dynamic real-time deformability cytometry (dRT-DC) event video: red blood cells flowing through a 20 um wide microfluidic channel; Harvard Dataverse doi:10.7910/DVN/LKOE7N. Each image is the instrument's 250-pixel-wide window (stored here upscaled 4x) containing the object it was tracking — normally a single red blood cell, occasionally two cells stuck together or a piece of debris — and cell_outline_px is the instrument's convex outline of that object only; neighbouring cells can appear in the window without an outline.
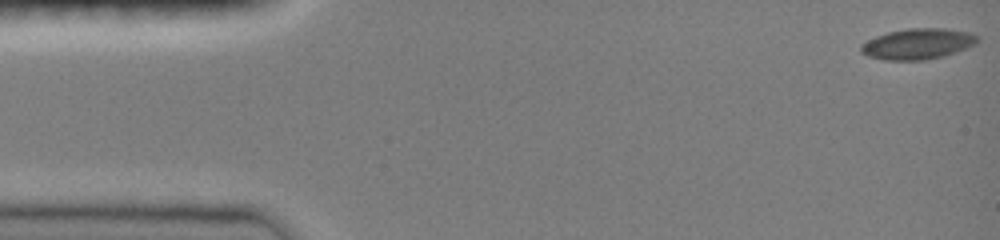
{"species": "common noctule bat (a hibernating species)", "species_latin": "Nyctalus noctula", "temperature_condition": "room temperature", "stored_images_in_passage": 47, "camera_frame_rate_fps": 3000, "um_per_image_px": 0.085, "animal": {"sex": "female", "body_mass_g": 19.0, "forearm_length_mm": 51.5}, "frame": {"image": 1, "passage_image": 1, "time_ms": 0.0, "image_size_px": [1000, 240], "cell_outline_px": [[980, 40], [976, 44], [944, 56], [924, 60], [884, 60], [868, 56], [860, 52], [860, 44], [876, 36], [888, 32], [908, 28], [948, 28], [968, 32], [980, 36]], "centroid_in_image_um": [78.02, 3.72], "position_along_channel_um": 7.0, "area_um2": 21.04}}
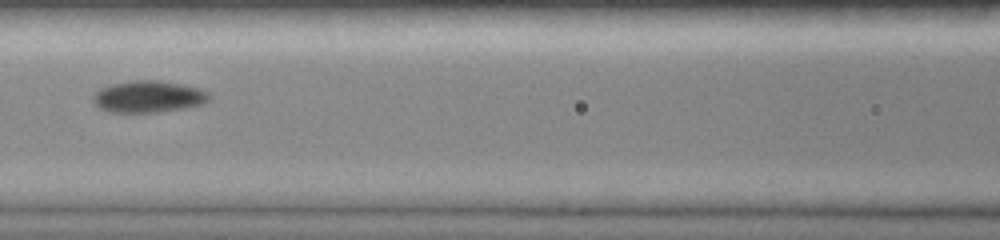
{"frame": {"image": 2, "passage_image": 21, "time_ms": 6.667, "image_size_px": [1000, 240], "cell_outline_px": [[212, 96], [204, 104], [184, 108], [160, 112], [108, 112], [100, 108], [92, 100], [92, 96], [100, 88], [112, 84], [136, 80], [156, 80], [184, 84], [200, 88], [208, 92]], "centroid_in_image_um": [12.65, 8.21], "position_along_channel_um": 154.0, "area_um2": 21.62}}
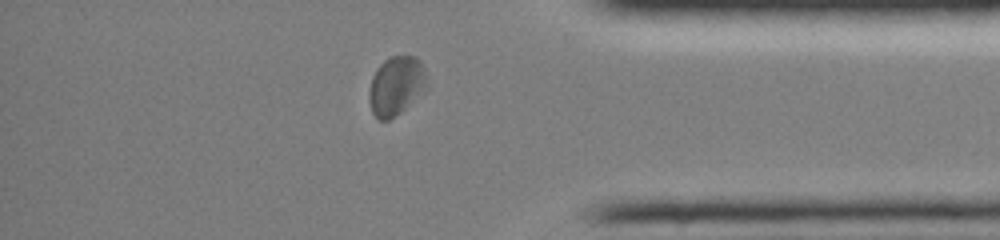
{"frame": {"image": 3, "passage_image": 40, "time_ms": 13.0, "image_size_px": [1000, 240], "cell_outline_px": [[428, 88], [400, 112], [388, 120], [380, 120], [372, 112], [368, 100], [368, 92], [372, 76], [376, 68], [384, 60], [392, 56], [416, 56], [420, 60], [428, 80]], "centroid_in_image_um": [33.67, 7.27], "position_along_channel_um": 401.5, "area_um2": 20.0}, "authors_computed_cell_mechanics": {"area_um2": 20.4034, "velocity_mm_per_s": 4.0281, "shape_relaxation_time_tau1_ms": 4.5059, "shape_relaxation_time_tau2_ms": 5.4745, "deformation_change_tau1": 0.1068, "deformation_change_tau2": 0.0749}}